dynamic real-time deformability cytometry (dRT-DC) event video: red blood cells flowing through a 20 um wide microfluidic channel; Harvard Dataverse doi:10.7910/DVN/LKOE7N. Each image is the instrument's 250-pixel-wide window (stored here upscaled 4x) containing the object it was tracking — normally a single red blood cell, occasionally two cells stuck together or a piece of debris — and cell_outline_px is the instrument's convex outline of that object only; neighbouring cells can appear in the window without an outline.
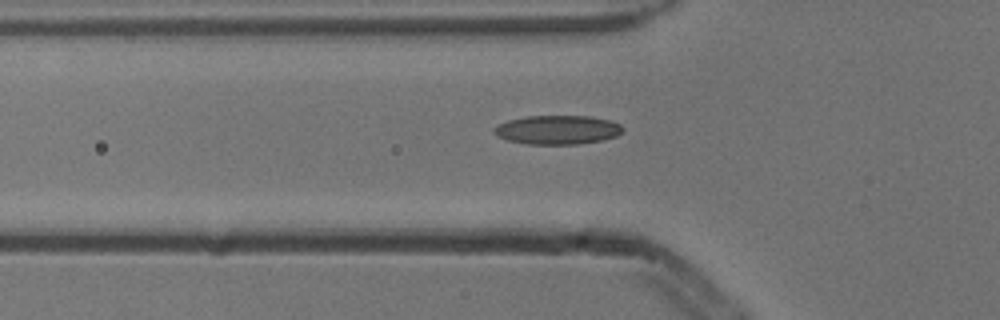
{"species": "common noctule bat (a hibernating species)", "species_latin": "Nyctalus noctula", "temperature_condition": "cold", "stored_images_in_passage": 4, "camera_frame_rate_fps": 3000, "um_per_image_px": 0.085, "animal": {"sex": "male", "body_mass_g": 13.3}, "frame": {"image": 1, "passage_image": 4, "time_ms": 1.0, "image_size_px": [1000, 320], "cell_outline_px": [[624, 128], [616, 136], [604, 140], [576, 144], [528, 144], [508, 140], [496, 136], [492, 132], [492, 128], [508, 120], [524, 116], [592, 116], [612, 120], [620, 124]], "centroid_in_image_um": [47.38, 11.03], "position_along_channel_um": 78.4, "area_um2": 21.91}}